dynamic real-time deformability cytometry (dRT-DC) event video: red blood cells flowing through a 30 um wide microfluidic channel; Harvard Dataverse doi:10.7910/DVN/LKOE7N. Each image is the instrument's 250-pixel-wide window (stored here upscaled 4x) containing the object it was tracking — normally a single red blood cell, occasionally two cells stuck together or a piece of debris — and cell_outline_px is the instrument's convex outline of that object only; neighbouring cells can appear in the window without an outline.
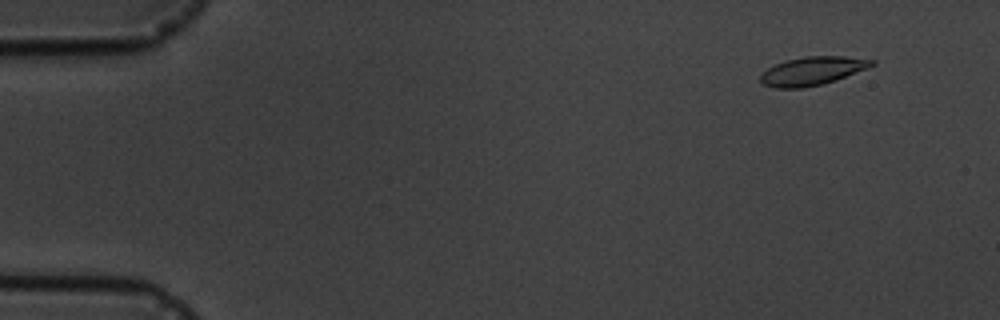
{"species": "common noctule bat (a hibernating species)", "species_latin": "Nyctalus noctula", "temperature_condition": "cold", "stored_images_in_passage": 4, "camera_frame_rate_fps": 3000, "um_per_image_px": 0.085, "animal": {"sex": "male", "body_mass_g": 19.5, "forearm_length_mm": 54.6}, "frame": {"image": 1, "passage_image": 1, "time_ms": 0.0, "image_size_px": [1000, 320], "cell_outline_px": [[876, 64], [868, 68], [836, 80], [804, 88], [776, 88], [760, 84], [760, 76], [768, 68], [776, 64], [788, 60], [804, 56], [844, 56], [876, 60]], "centroid_in_image_um": [69.06, 6.03], "position_along_channel_um": 15.9, "area_um2": 18.44}}
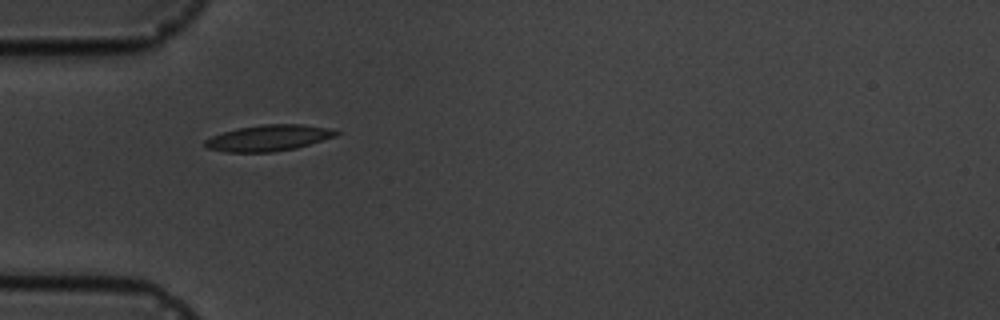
{"frame": {"image": 2, "passage_image": 4, "time_ms": 4.333, "image_size_px": [1000, 320], "cell_outline_px": [[340, 132], [336, 136], [296, 148], [272, 152], [228, 152], [208, 148], [204, 144], [204, 140], [212, 136], [224, 132], [240, 128], [260, 124], [304, 124], [328, 128]], "centroid_in_image_um": [22.84, 11.72], "position_along_channel_um": 62.2, "area_um2": 19.77}}